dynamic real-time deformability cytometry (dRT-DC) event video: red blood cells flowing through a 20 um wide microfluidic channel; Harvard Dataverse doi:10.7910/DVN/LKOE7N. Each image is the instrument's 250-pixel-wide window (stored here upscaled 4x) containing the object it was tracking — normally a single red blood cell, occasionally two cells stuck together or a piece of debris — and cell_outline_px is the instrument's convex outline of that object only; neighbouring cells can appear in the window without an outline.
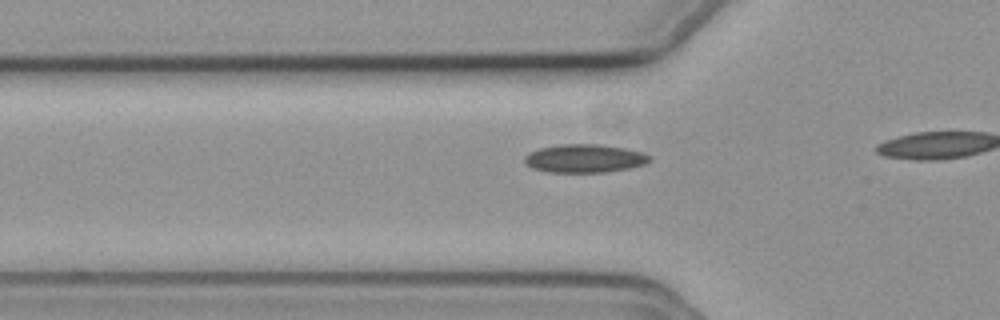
{"species": "common noctule bat (a hibernating species)", "species_latin": "Nyctalus noctula", "temperature_condition": "cold", "stored_images_in_passage": 13, "camera_frame_rate_fps": 3000, "um_per_image_px": 0.085, "animal": {"sex": "female", "body_mass_g": 19.3, "forearm_length_mm": 54.1}, "frame": {"image": 1, "passage_image": 8, "time_ms": 2.333, "image_size_px": [1000, 320], "cell_outline_px": [[652, 160], [644, 164], [628, 168], [604, 172], [548, 172], [532, 168], [524, 160], [524, 156], [528, 152], [540, 148], [560, 144], [600, 144], [624, 148], [644, 152], [652, 156]], "centroid_in_image_um": [49.7, 13.46], "position_along_channel_um": 76.1, "area_um2": 20.69}}
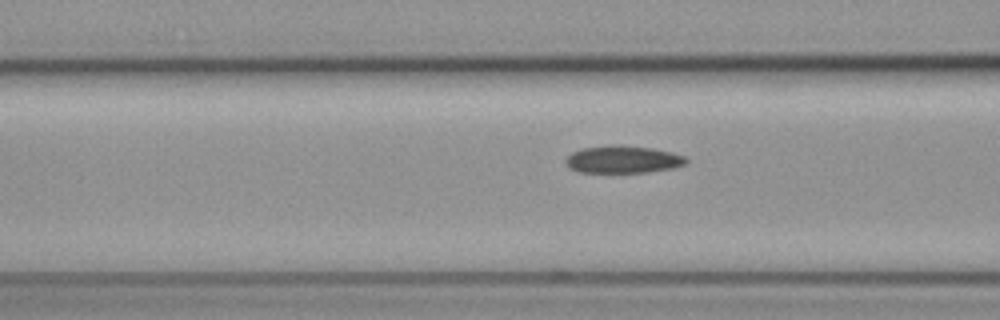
{"frame": {"image": 2, "passage_image": 11, "time_ms": 3.333, "image_size_px": [1000, 320], "cell_outline_px": [[688, 164], [672, 168], [644, 172], [580, 172], [568, 168], [564, 160], [572, 152], [584, 148], [620, 144], [652, 148], [672, 152], [684, 156], [688, 160]], "centroid_in_image_um": [52.96, 13.55], "position_along_channel_um": 113.6, "area_um2": 19.25}}